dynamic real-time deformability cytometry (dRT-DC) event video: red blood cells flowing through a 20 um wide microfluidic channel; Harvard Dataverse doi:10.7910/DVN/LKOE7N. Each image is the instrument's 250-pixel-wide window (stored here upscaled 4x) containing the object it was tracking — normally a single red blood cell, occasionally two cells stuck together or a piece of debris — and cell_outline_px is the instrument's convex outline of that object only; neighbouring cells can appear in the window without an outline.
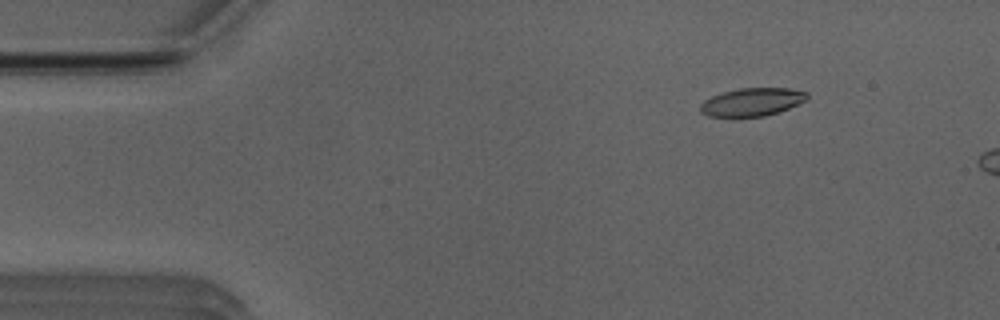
{"species": "Egyptian fruit bat (a non-hibernating species)", "species_latin": "Rousettus aegyptiacus", "temperature_condition": "room temperature", "stored_images_in_passage": 46, "camera_frame_rate_fps": 3000, "um_per_image_px": 0.085, "animal": {"sex": "male"}, "frame": {"image": 1, "passage_image": 4, "time_ms": 1.0, "image_size_px": [1000, 320], "cell_outline_px": [[808, 96], [804, 100], [780, 112], [764, 116], [708, 116], [700, 112], [700, 104], [704, 100], [712, 96], [724, 92], [740, 88], [788, 88], [808, 92]], "centroid_in_image_um": [63.91, 8.66], "position_along_channel_um": 21.1, "area_um2": 17.22}}
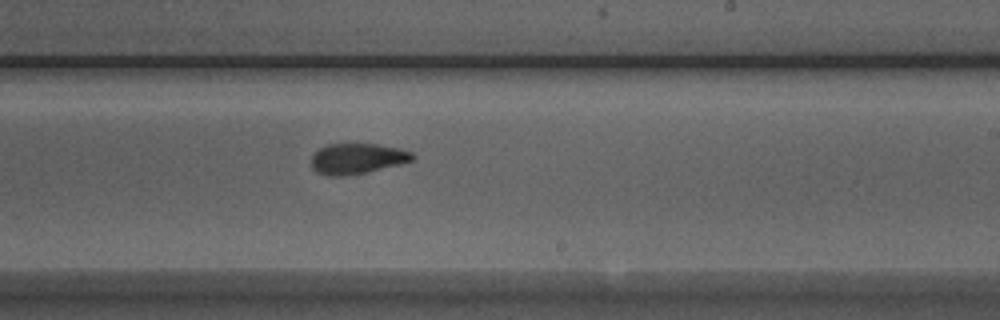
{"frame": {"image": 2, "passage_image": 28, "time_ms": 9.0, "image_size_px": [1000, 320], "cell_outline_px": [[416, 156], [412, 160], [400, 164], [364, 172], [340, 176], [328, 176], [316, 172], [312, 168], [312, 152], [328, 144], [376, 144], [400, 148], [412, 152]], "centroid_in_image_um": [30.34, 13.47], "position_along_channel_um": 258.7, "area_um2": 17.92}}
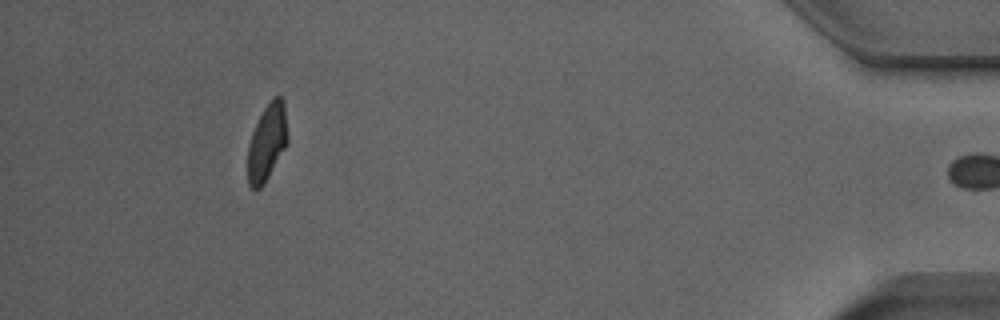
{"frame": {"image": 3, "passage_image": 45, "time_ms": 14.667, "image_size_px": [1000, 320], "cell_outline_px": [[288, 144], [264, 184], [256, 192], [248, 184], [248, 144], [252, 132], [264, 108], [272, 96], [280, 96], [284, 100], [288, 136]], "centroid_in_image_um": [22.71, 12.1], "position_along_channel_um": 412.5, "area_um2": 18.09}, "authors_computed_cell_mechanics": {"area_um2": 18.3804, "velocity_mm_per_s": 3.9386, "shape_relaxation_time_tau1_ms": 6.4511, "shape_relaxation_time_tau2_ms": 2.0702, "deformation_change_tau1": 0.196, "deformation_change_tau2": 0.0876}}